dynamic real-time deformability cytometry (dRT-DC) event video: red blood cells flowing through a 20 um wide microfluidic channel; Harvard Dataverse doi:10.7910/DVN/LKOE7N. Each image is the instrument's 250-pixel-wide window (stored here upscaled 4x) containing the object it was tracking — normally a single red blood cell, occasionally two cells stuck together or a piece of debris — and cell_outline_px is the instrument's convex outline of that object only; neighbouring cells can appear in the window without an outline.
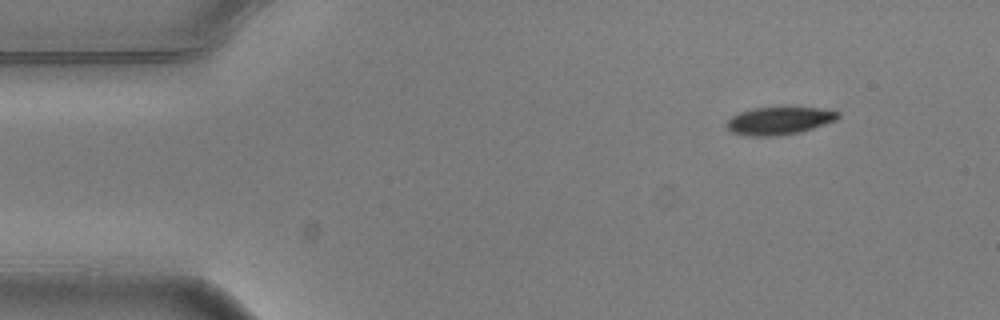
{"species": "common noctule bat (a hibernating species)", "species_latin": "Nyctalus noctula", "temperature_condition": "warm", "stored_images_in_passage": 3, "camera_frame_rate_fps": 3000, "um_per_image_px": 0.085, "animal": {"sex": "male", "body_mass_g": 20.5, "forearm_length_mm": 52.5}, "frame": {"image": 1, "passage_image": 1, "time_ms": 0.0, "image_size_px": [1000, 320], "cell_outline_px": [[840, 116], [836, 120], [800, 132], [776, 136], [748, 136], [732, 132], [728, 128], [728, 120], [732, 116], [740, 112], [756, 108], [816, 108], [840, 112]], "centroid_in_image_um": [66.23, 10.27], "position_along_channel_um": 18.8, "area_um2": 17.57}}